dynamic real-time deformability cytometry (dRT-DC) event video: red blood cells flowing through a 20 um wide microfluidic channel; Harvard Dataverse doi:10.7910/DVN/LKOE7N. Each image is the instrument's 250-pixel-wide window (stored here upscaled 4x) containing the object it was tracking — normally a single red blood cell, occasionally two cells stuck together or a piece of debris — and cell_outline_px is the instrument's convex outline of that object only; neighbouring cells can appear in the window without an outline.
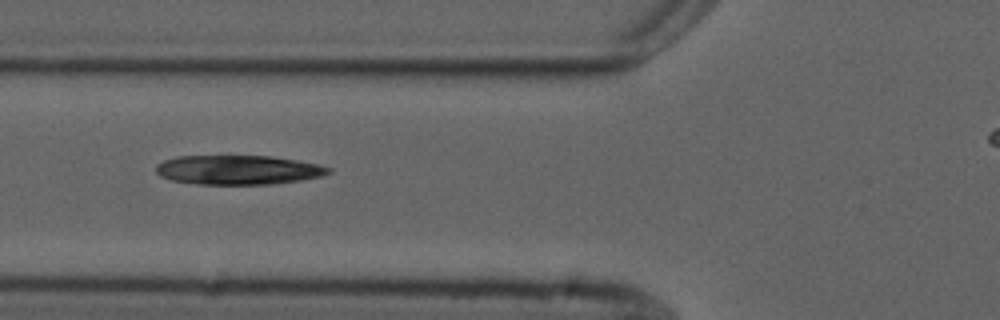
{"species": "common noctule bat (a hibernating species)", "species_latin": "Nyctalus noctula", "temperature_condition": "cold", "stored_images_in_passage": 7, "camera_frame_rate_fps": 3000, "um_per_image_px": 0.085, "animal": {"sex": "male", "forearm_length_mm": 52.5}, "frame": {"image": 1, "passage_image": 5, "time_ms": 4.667, "image_size_px": [1000, 320], "cell_outline_px": [[332, 172], [320, 176], [300, 180], [272, 184], [196, 184], [172, 180], [160, 176], [156, 172], [156, 164], [164, 160], [176, 156], [272, 156], [296, 160], [316, 164], [332, 168]], "centroid_in_image_um": [20.22, 14.44], "position_along_channel_um": 105.6, "area_um2": 29.42}}
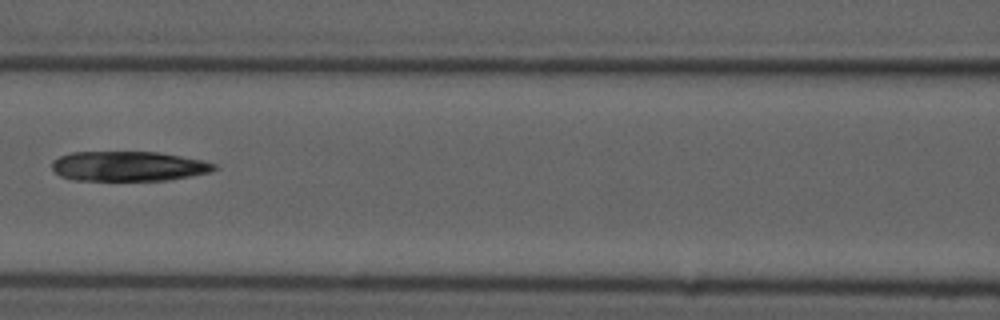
{"frame": {"image": 2, "passage_image": 6, "time_ms": 6.0, "image_size_px": [1000, 320], "cell_outline_px": [[220, 168], [212, 172], [168, 180], [72, 180], [60, 176], [52, 168], [52, 160], [60, 156], [72, 152], [156, 152], [204, 160], [216, 164]], "centroid_in_image_um": [10.95, 14.13], "position_along_channel_um": 155.7, "area_um2": 28.32}}
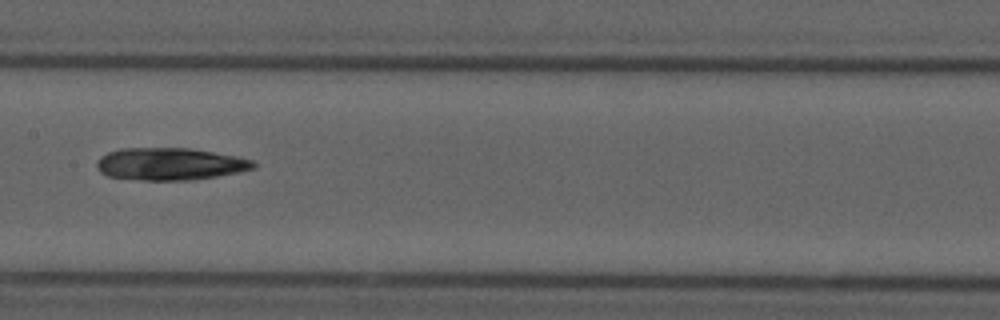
{"frame": {"image": 3, "passage_image": 7, "time_ms": 7.0, "image_size_px": [1000, 320], "cell_outline_px": [[256, 168], [216, 176], [192, 180], [140, 180], [108, 176], [100, 172], [96, 168], [96, 164], [100, 156], [108, 152], [120, 148], [192, 148], [240, 156], [252, 160], [256, 164]], "centroid_in_image_um": [14.45, 13.93], "position_along_channel_um": 193.0, "area_um2": 29.71}}